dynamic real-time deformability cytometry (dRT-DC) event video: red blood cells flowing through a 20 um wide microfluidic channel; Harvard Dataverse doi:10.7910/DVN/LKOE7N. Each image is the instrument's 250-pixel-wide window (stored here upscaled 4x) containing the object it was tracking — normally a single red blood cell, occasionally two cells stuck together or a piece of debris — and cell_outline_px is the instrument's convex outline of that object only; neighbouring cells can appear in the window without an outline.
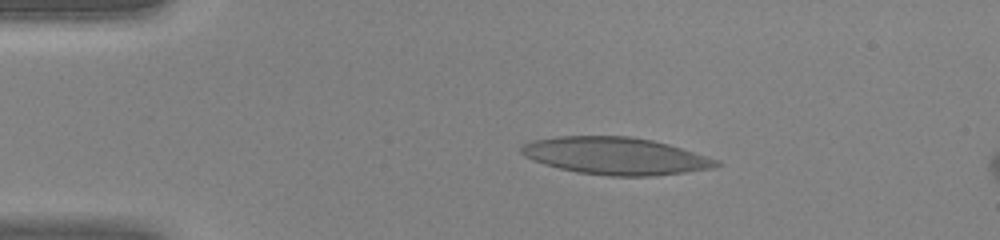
{"species": "human", "species_latin": "Homo sapiens", "temperature_condition": "warm", "stored_images_in_passage": 39, "camera_frame_rate_fps": 3000, "um_per_image_px": 0.085, "donor": {"sex": "female"}, "frame": {"image": 1, "passage_image": 3, "time_ms": 0.667, "image_size_px": [1000, 240], "cell_outline_px": [[724, 164], [716, 168], [652, 176], [608, 176], [576, 172], [544, 164], [532, 160], [524, 156], [520, 152], [520, 148], [524, 144], [532, 140], [556, 136], [632, 136], [652, 140], [668, 144], [720, 160]], "centroid_in_image_um": [52.33, 13.25], "position_along_channel_um": 32.7, "area_um2": 42.6}}
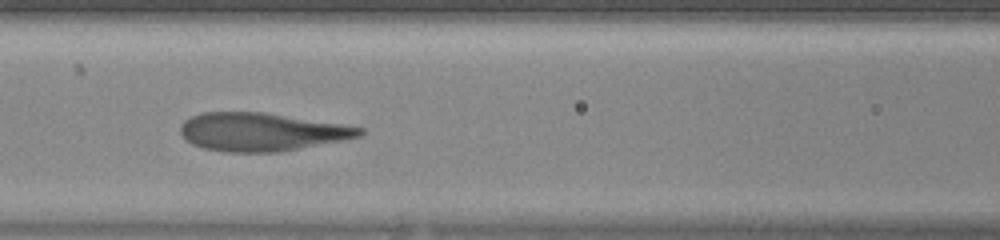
{"frame": {"image": 2, "passage_image": 14, "time_ms": 4.333, "image_size_px": [1000, 240], "cell_outline_px": [[364, 132], [360, 136], [344, 140], [280, 152], [224, 152], [204, 148], [192, 144], [180, 132], [180, 124], [184, 120], [192, 116], [204, 112], [264, 112], [344, 124], [364, 128]], "centroid_in_image_um": [22.25, 11.21], "position_along_channel_um": 144.4, "area_um2": 39.94}}
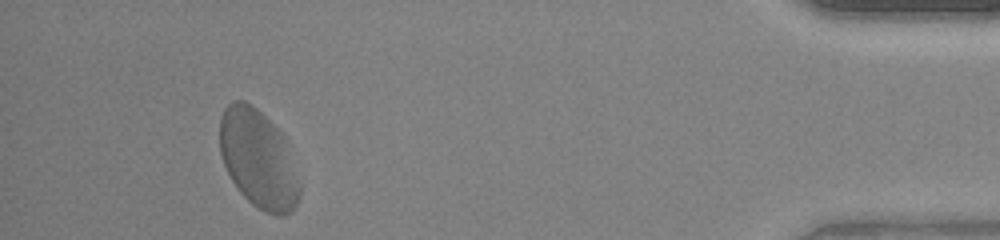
{"frame": {"image": 3, "passage_image": 36, "time_ms": 11.667, "image_size_px": [1000, 240], "cell_outline_px": [[300, 196], [292, 212], [284, 216], [276, 216], [264, 212], [252, 204], [240, 192], [232, 180], [224, 164], [220, 152], [220, 116], [224, 108], [232, 100], [244, 100], [252, 104], [288, 140], [300, 184]], "centroid_in_image_um": [21.98, 13.53], "position_along_channel_um": 413.2, "area_um2": 46.07}}